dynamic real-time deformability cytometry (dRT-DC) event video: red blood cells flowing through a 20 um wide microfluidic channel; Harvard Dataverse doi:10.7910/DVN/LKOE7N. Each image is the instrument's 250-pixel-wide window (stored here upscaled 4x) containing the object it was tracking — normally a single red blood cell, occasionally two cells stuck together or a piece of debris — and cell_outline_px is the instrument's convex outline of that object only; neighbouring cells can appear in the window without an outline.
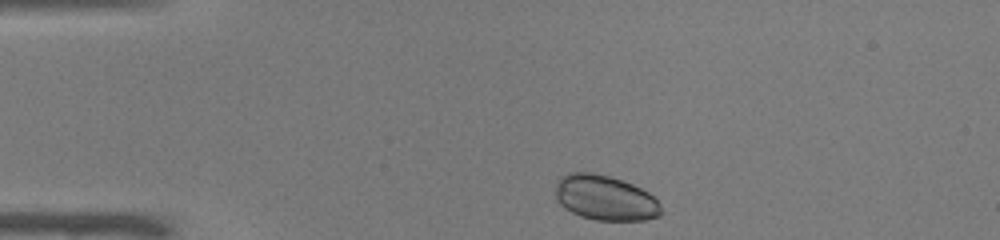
{"species": "common noctule bat (a hibernating species)", "species_latin": "Nyctalus noctula", "temperature_condition": "warm", "stored_images_in_passage": 36, "camera_frame_rate_fps": 3000, "um_per_image_px": 0.085, "animal": {"sex": "male", "body_mass_g": 19.0, "forearm_length_mm": 50.8}, "frame": {"image": 1, "passage_image": 1, "time_ms": 0.0, "image_size_px": [1000, 240], "cell_outline_px": [[664, 212], [660, 216], [644, 220], [596, 220], [580, 216], [564, 208], [556, 200], [556, 184], [560, 176], [568, 172], [592, 172], [608, 176], [632, 184], [648, 192], [660, 204]], "centroid_in_image_um": [51.43, 16.82], "position_along_channel_um": 33.6, "area_um2": 27.86}}
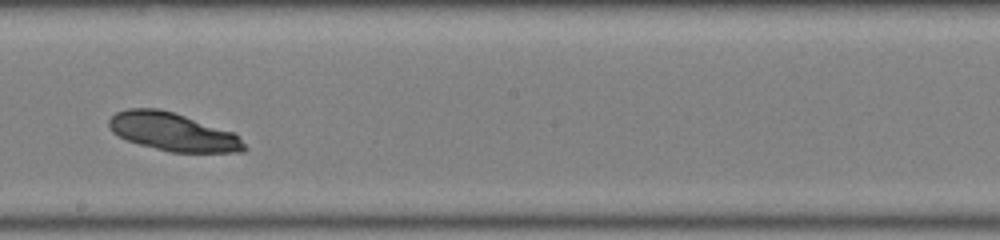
{"frame": {"image": 2, "passage_image": 20, "time_ms": 6.333, "image_size_px": [1000, 240], "cell_outline_px": [[248, 148], [244, 152], [168, 152], [140, 144], [128, 140], [112, 132], [108, 124], [108, 120], [116, 112], [128, 108], [156, 108], [172, 112], [232, 132]], "centroid_in_image_um": [14.66, 11.21], "position_along_channel_um": 233.5, "area_um2": 29.59}}
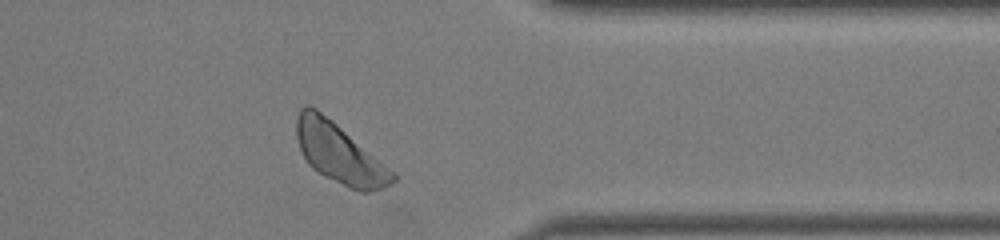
{"frame": {"image": 3, "passage_image": 32, "time_ms": 10.333, "image_size_px": [1000, 240], "cell_outline_px": [[396, 180], [380, 188], [368, 192], [360, 192], [348, 188], [324, 176], [312, 168], [308, 164], [300, 148], [296, 136], [296, 120], [300, 108], [308, 104], [316, 108], [332, 120], [388, 168], [396, 176]], "centroid_in_image_um": [28.78, 13.03], "position_along_channel_um": 382.6, "area_um2": 32.77}}